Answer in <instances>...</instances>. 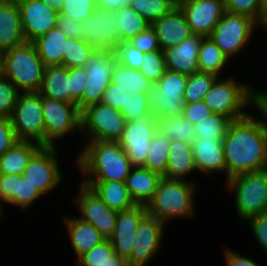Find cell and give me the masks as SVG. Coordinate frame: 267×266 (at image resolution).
<instances>
[{
	"label": "cell",
	"mask_w": 267,
	"mask_h": 266,
	"mask_svg": "<svg viewBox=\"0 0 267 266\" xmlns=\"http://www.w3.org/2000/svg\"><path fill=\"white\" fill-rule=\"evenodd\" d=\"M253 114L232 121L223 138L226 180L239 174L265 170L267 131Z\"/></svg>",
	"instance_id": "cell-1"
},
{
	"label": "cell",
	"mask_w": 267,
	"mask_h": 266,
	"mask_svg": "<svg viewBox=\"0 0 267 266\" xmlns=\"http://www.w3.org/2000/svg\"><path fill=\"white\" fill-rule=\"evenodd\" d=\"M77 156L83 181H119L126 182L132 162L118 142L87 141Z\"/></svg>",
	"instance_id": "cell-2"
},
{
	"label": "cell",
	"mask_w": 267,
	"mask_h": 266,
	"mask_svg": "<svg viewBox=\"0 0 267 266\" xmlns=\"http://www.w3.org/2000/svg\"><path fill=\"white\" fill-rule=\"evenodd\" d=\"M196 186V182L192 180L163 177L153 199L146 206L148 215L159 219L164 224L175 218L193 217Z\"/></svg>",
	"instance_id": "cell-3"
},
{
	"label": "cell",
	"mask_w": 267,
	"mask_h": 266,
	"mask_svg": "<svg viewBox=\"0 0 267 266\" xmlns=\"http://www.w3.org/2000/svg\"><path fill=\"white\" fill-rule=\"evenodd\" d=\"M45 67L33 42L5 51V77L21 93L39 92Z\"/></svg>",
	"instance_id": "cell-4"
},
{
	"label": "cell",
	"mask_w": 267,
	"mask_h": 266,
	"mask_svg": "<svg viewBox=\"0 0 267 266\" xmlns=\"http://www.w3.org/2000/svg\"><path fill=\"white\" fill-rule=\"evenodd\" d=\"M235 193V209L243 221L267 212V170L236 175L225 182Z\"/></svg>",
	"instance_id": "cell-5"
},
{
	"label": "cell",
	"mask_w": 267,
	"mask_h": 266,
	"mask_svg": "<svg viewBox=\"0 0 267 266\" xmlns=\"http://www.w3.org/2000/svg\"><path fill=\"white\" fill-rule=\"evenodd\" d=\"M250 88L247 84L239 83L234 77L223 80L218 77L203 101L213 113L236 121L249 114L244 110L246 106L250 107Z\"/></svg>",
	"instance_id": "cell-6"
},
{
	"label": "cell",
	"mask_w": 267,
	"mask_h": 266,
	"mask_svg": "<svg viewBox=\"0 0 267 266\" xmlns=\"http://www.w3.org/2000/svg\"><path fill=\"white\" fill-rule=\"evenodd\" d=\"M10 120L18 140L45 146L44 116L38 92L20 93Z\"/></svg>",
	"instance_id": "cell-7"
},
{
	"label": "cell",
	"mask_w": 267,
	"mask_h": 266,
	"mask_svg": "<svg viewBox=\"0 0 267 266\" xmlns=\"http://www.w3.org/2000/svg\"><path fill=\"white\" fill-rule=\"evenodd\" d=\"M257 26L251 17L225 11L209 38L230 60L251 41Z\"/></svg>",
	"instance_id": "cell-8"
},
{
	"label": "cell",
	"mask_w": 267,
	"mask_h": 266,
	"mask_svg": "<svg viewBox=\"0 0 267 266\" xmlns=\"http://www.w3.org/2000/svg\"><path fill=\"white\" fill-rule=\"evenodd\" d=\"M126 123L120 110L102 102L88 106L81 112V132L88 133V141L117 142Z\"/></svg>",
	"instance_id": "cell-9"
},
{
	"label": "cell",
	"mask_w": 267,
	"mask_h": 266,
	"mask_svg": "<svg viewBox=\"0 0 267 266\" xmlns=\"http://www.w3.org/2000/svg\"><path fill=\"white\" fill-rule=\"evenodd\" d=\"M45 126V146H56L57 139L81 130V112L77 104L41 96Z\"/></svg>",
	"instance_id": "cell-10"
},
{
	"label": "cell",
	"mask_w": 267,
	"mask_h": 266,
	"mask_svg": "<svg viewBox=\"0 0 267 266\" xmlns=\"http://www.w3.org/2000/svg\"><path fill=\"white\" fill-rule=\"evenodd\" d=\"M117 12L96 8L82 21V39L96 51H115L121 44Z\"/></svg>",
	"instance_id": "cell-11"
},
{
	"label": "cell",
	"mask_w": 267,
	"mask_h": 266,
	"mask_svg": "<svg viewBox=\"0 0 267 266\" xmlns=\"http://www.w3.org/2000/svg\"><path fill=\"white\" fill-rule=\"evenodd\" d=\"M116 61L114 51H95L86 61L84 68L87 80L82 94V111L102 102L103 94L111 84L112 70Z\"/></svg>",
	"instance_id": "cell-12"
},
{
	"label": "cell",
	"mask_w": 267,
	"mask_h": 266,
	"mask_svg": "<svg viewBox=\"0 0 267 266\" xmlns=\"http://www.w3.org/2000/svg\"><path fill=\"white\" fill-rule=\"evenodd\" d=\"M56 146H42L31 158L22 176L44 196L61 183L62 172Z\"/></svg>",
	"instance_id": "cell-13"
},
{
	"label": "cell",
	"mask_w": 267,
	"mask_h": 266,
	"mask_svg": "<svg viewBox=\"0 0 267 266\" xmlns=\"http://www.w3.org/2000/svg\"><path fill=\"white\" fill-rule=\"evenodd\" d=\"M157 131L158 122L154 115L126 123L117 142L124 149L133 166H144L152 139Z\"/></svg>",
	"instance_id": "cell-14"
},
{
	"label": "cell",
	"mask_w": 267,
	"mask_h": 266,
	"mask_svg": "<svg viewBox=\"0 0 267 266\" xmlns=\"http://www.w3.org/2000/svg\"><path fill=\"white\" fill-rule=\"evenodd\" d=\"M79 193L74 199L82 221L92 224L102 236L109 240L115 230L118 212L110 209L88 186L80 183Z\"/></svg>",
	"instance_id": "cell-15"
},
{
	"label": "cell",
	"mask_w": 267,
	"mask_h": 266,
	"mask_svg": "<svg viewBox=\"0 0 267 266\" xmlns=\"http://www.w3.org/2000/svg\"><path fill=\"white\" fill-rule=\"evenodd\" d=\"M166 224L146 215L138 225L134 235L131 254L127 258L129 266H146L159 251Z\"/></svg>",
	"instance_id": "cell-16"
},
{
	"label": "cell",
	"mask_w": 267,
	"mask_h": 266,
	"mask_svg": "<svg viewBox=\"0 0 267 266\" xmlns=\"http://www.w3.org/2000/svg\"><path fill=\"white\" fill-rule=\"evenodd\" d=\"M21 25L27 42H33L56 27L59 12L42 0H17Z\"/></svg>",
	"instance_id": "cell-17"
},
{
	"label": "cell",
	"mask_w": 267,
	"mask_h": 266,
	"mask_svg": "<svg viewBox=\"0 0 267 266\" xmlns=\"http://www.w3.org/2000/svg\"><path fill=\"white\" fill-rule=\"evenodd\" d=\"M192 34L209 37L225 13L224 0H193L179 7Z\"/></svg>",
	"instance_id": "cell-18"
},
{
	"label": "cell",
	"mask_w": 267,
	"mask_h": 266,
	"mask_svg": "<svg viewBox=\"0 0 267 266\" xmlns=\"http://www.w3.org/2000/svg\"><path fill=\"white\" fill-rule=\"evenodd\" d=\"M147 214V207L141 204L118 212L115 230L109 239L116 254L125 259L130 256L135 232Z\"/></svg>",
	"instance_id": "cell-19"
},
{
	"label": "cell",
	"mask_w": 267,
	"mask_h": 266,
	"mask_svg": "<svg viewBox=\"0 0 267 266\" xmlns=\"http://www.w3.org/2000/svg\"><path fill=\"white\" fill-rule=\"evenodd\" d=\"M205 37L191 34L179 45L163 50L166 69L186 75L199 71L198 53Z\"/></svg>",
	"instance_id": "cell-20"
},
{
	"label": "cell",
	"mask_w": 267,
	"mask_h": 266,
	"mask_svg": "<svg viewBox=\"0 0 267 266\" xmlns=\"http://www.w3.org/2000/svg\"><path fill=\"white\" fill-rule=\"evenodd\" d=\"M43 196L35 186L22 175L0 174V203L13 205L25 210Z\"/></svg>",
	"instance_id": "cell-21"
},
{
	"label": "cell",
	"mask_w": 267,
	"mask_h": 266,
	"mask_svg": "<svg viewBox=\"0 0 267 266\" xmlns=\"http://www.w3.org/2000/svg\"><path fill=\"white\" fill-rule=\"evenodd\" d=\"M223 139L197 137L191 144L197 171L203 174L226 173Z\"/></svg>",
	"instance_id": "cell-22"
},
{
	"label": "cell",
	"mask_w": 267,
	"mask_h": 266,
	"mask_svg": "<svg viewBox=\"0 0 267 266\" xmlns=\"http://www.w3.org/2000/svg\"><path fill=\"white\" fill-rule=\"evenodd\" d=\"M24 42L17 0H0V50L7 51Z\"/></svg>",
	"instance_id": "cell-23"
},
{
	"label": "cell",
	"mask_w": 267,
	"mask_h": 266,
	"mask_svg": "<svg viewBox=\"0 0 267 266\" xmlns=\"http://www.w3.org/2000/svg\"><path fill=\"white\" fill-rule=\"evenodd\" d=\"M156 31L161 50L179 45L192 33L186 18L179 7L161 17L151 25Z\"/></svg>",
	"instance_id": "cell-24"
},
{
	"label": "cell",
	"mask_w": 267,
	"mask_h": 266,
	"mask_svg": "<svg viewBox=\"0 0 267 266\" xmlns=\"http://www.w3.org/2000/svg\"><path fill=\"white\" fill-rule=\"evenodd\" d=\"M163 177L143 166H134L127 176L126 186L135 204L147 206L153 199Z\"/></svg>",
	"instance_id": "cell-25"
},
{
	"label": "cell",
	"mask_w": 267,
	"mask_h": 266,
	"mask_svg": "<svg viewBox=\"0 0 267 266\" xmlns=\"http://www.w3.org/2000/svg\"><path fill=\"white\" fill-rule=\"evenodd\" d=\"M63 220L67 227L71 247L77 258L106 240L96 227L76 216H64Z\"/></svg>",
	"instance_id": "cell-26"
},
{
	"label": "cell",
	"mask_w": 267,
	"mask_h": 266,
	"mask_svg": "<svg viewBox=\"0 0 267 266\" xmlns=\"http://www.w3.org/2000/svg\"><path fill=\"white\" fill-rule=\"evenodd\" d=\"M71 68L55 65L46 66L39 90L41 96L70 103Z\"/></svg>",
	"instance_id": "cell-27"
},
{
	"label": "cell",
	"mask_w": 267,
	"mask_h": 266,
	"mask_svg": "<svg viewBox=\"0 0 267 266\" xmlns=\"http://www.w3.org/2000/svg\"><path fill=\"white\" fill-rule=\"evenodd\" d=\"M81 183L92 189L112 210L119 212L135 205L127 189L126 182L81 181Z\"/></svg>",
	"instance_id": "cell-28"
},
{
	"label": "cell",
	"mask_w": 267,
	"mask_h": 266,
	"mask_svg": "<svg viewBox=\"0 0 267 266\" xmlns=\"http://www.w3.org/2000/svg\"><path fill=\"white\" fill-rule=\"evenodd\" d=\"M42 147L38 142L17 141L0 156V174L22 175L33 155Z\"/></svg>",
	"instance_id": "cell-29"
},
{
	"label": "cell",
	"mask_w": 267,
	"mask_h": 266,
	"mask_svg": "<svg viewBox=\"0 0 267 266\" xmlns=\"http://www.w3.org/2000/svg\"><path fill=\"white\" fill-rule=\"evenodd\" d=\"M195 170L197 171L191 144L180 140L171 141L165 178L187 180L186 177Z\"/></svg>",
	"instance_id": "cell-30"
},
{
	"label": "cell",
	"mask_w": 267,
	"mask_h": 266,
	"mask_svg": "<svg viewBox=\"0 0 267 266\" xmlns=\"http://www.w3.org/2000/svg\"><path fill=\"white\" fill-rule=\"evenodd\" d=\"M68 37L56 26L33 41L45 66H63V57Z\"/></svg>",
	"instance_id": "cell-31"
},
{
	"label": "cell",
	"mask_w": 267,
	"mask_h": 266,
	"mask_svg": "<svg viewBox=\"0 0 267 266\" xmlns=\"http://www.w3.org/2000/svg\"><path fill=\"white\" fill-rule=\"evenodd\" d=\"M146 95L148 107L157 119L181 115L184 111L183 95H163L155 84L150 87Z\"/></svg>",
	"instance_id": "cell-32"
},
{
	"label": "cell",
	"mask_w": 267,
	"mask_h": 266,
	"mask_svg": "<svg viewBox=\"0 0 267 266\" xmlns=\"http://www.w3.org/2000/svg\"><path fill=\"white\" fill-rule=\"evenodd\" d=\"M111 83L131 94L133 92L147 94L153 85L138 69H131L118 61L114 62Z\"/></svg>",
	"instance_id": "cell-33"
},
{
	"label": "cell",
	"mask_w": 267,
	"mask_h": 266,
	"mask_svg": "<svg viewBox=\"0 0 267 266\" xmlns=\"http://www.w3.org/2000/svg\"><path fill=\"white\" fill-rule=\"evenodd\" d=\"M76 259L77 266H129L127 259L115 253L110 240L94 246Z\"/></svg>",
	"instance_id": "cell-34"
},
{
	"label": "cell",
	"mask_w": 267,
	"mask_h": 266,
	"mask_svg": "<svg viewBox=\"0 0 267 266\" xmlns=\"http://www.w3.org/2000/svg\"><path fill=\"white\" fill-rule=\"evenodd\" d=\"M158 130L169 139V141L180 140L192 144L197 138L195 126L191 124L183 114L158 118Z\"/></svg>",
	"instance_id": "cell-35"
},
{
	"label": "cell",
	"mask_w": 267,
	"mask_h": 266,
	"mask_svg": "<svg viewBox=\"0 0 267 266\" xmlns=\"http://www.w3.org/2000/svg\"><path fill=\"white\" fill-rule=\"evenodd\" d=\"M229 58L221 49L209 38L202 40L198 53L199 71L217 75L222 73V69L228 63Z\"/></svg>",
	"instance_id": "cell-36"
},
{
	"label": "cell",
	"mask_w": 267,
	"mask_h": 266,
	"mask_svg": "<svg viewBox=\"0 0 267 266\" xmlns=\"http://www.w3.org/2000/svg\"><path fill=\"white\" fill-rule=\"evenodd\" d=\"M170 142L159 130L152 139L147 160L143 167L148 170L166 176L169 162Z\"/></svg>",
	"instance_id": "cell-37"
},
{
	"label": "cell",
	"mask_w": 267,
	"mask_h": 266,
	"mask_svg": "<svg viewBox=\"0 0 267 266\" xmlns=\"http://www.w3.org/2000/svg\"><path fill=\"white\" fill-rule=\"evenodd\" d=\"M116 12L118 16L117 25L120 29L122 42H128L151 26V24L132 9L130 5L123 6Z\"/></svg>",
	"instance_id": "cell-38"
},
{
	"label": "cell",
	"mask_w": 267,
	"mask_h": 266,
	"mask_svg": "<svg viewBox=\"0 0 267 266\" xmlns=\"http://www.w3.org/2000/svg\"><path fill=\"white\" fill-rule=\"evenodd\" d=\"M217 78L218 76L215 74L201 71L188 75L183 95L185 103L203 101L205 94L211 89Z\"/></svg>",
	"instance_id": "cell-39"
},
{
	"label": "cell",
	"mask_w": 267,
	"mask_h": 266,
	"mask_svg": "<svg viewBox=\"0 0 267 266\" xmlns=\"http://www.w3.org/2000/svg\"><path fill=\"white\" fill-rule=\"evenodd\" d=\"M129 5L151 25L176 8L171 0H129Z\"/></svg>",
	"instance_id": "cell-40"
},
{
	"label": "cell",
	"mask_w": 267,
	"mask_h": 266,
	"mask_svg": "<svg viewBox=\"0 0 267 266\" xmlns=\"http://www.w3.org/2000/svg\"><path fill=\"white\" fill-rule=\"evenodd\" d=\"M95 51L83 39L70 37L66 41L65 52H63V66L84 67Z\"/></svg>",
	"instance_id": "cell-41"
},
{
	"label": "cell",
	"mask_w": 267,
	"mask_h": 266,
	"mask_svg": "<svg viewBox=\"0 0 267 266\" xmlns=\"http://www.w3.org/2000/svg\"><path fill=\"white\" fill-rule=\"evenodd\" d=\"M231 122L232 120L226 116L214 113L194 125L196 136L206 139H223Z\"/></svg>",
	"instance_id": "cell-42"
},
{
	"label": "cell",
	"mask_w": 267,
	"mask_h": 266,
	"mask_svg": "<svg viewBox=\"0 0 267 266\" xmlns=\"http://www.w3.org/2000/svg\"><path fill=\"white\" fill-rule=\"evenodd\" d=\"M120 112L126 121L138 120L152 116L148 107L147 95L144 93L127 92L125 104L122 105Z\"/></svg>",
	"instance_id": "cell-43"
},
{
	"label": "cell",
	"mask_w": 267,
	"mask_h": 266,
	"mask_svg": "<svg viewBox=\"0 0 267 266\" xmlns=\"http://www.w3.org/2000/svg\"><path fill=\"white\" fill-rule=\"evenodd\" d=\"M138 70L153 84H156L166 71L164 52L156 50L144 53L141 67Z\"/></svg>",
	"instance_id": "cell-44"
},
{
	"label": "cell",
	"mask_w": 267,
	"mask_h": 266,
	"mask_svg": "<svg viewBox=\"0 0 267 266\" xmlns=\"http://www.w3.org/2000/svg\"><path fill=\"white\" fill-rule=\"evenodd\" d=\"M263 0H224L225 11L245 15L255 20L262 28Z\"/></svg>",
	"instance_id": "cell-45"
},
{
	"label": "cell",
	"mask_w": 267,
	"mask_h": 266,
	"mask_svg": "<svg viewBox=\"0 0 267 266\" xmlns=\"http://www.w3.org/2000/svg\"><path fill=\"white\" fill-rule=\"evenodd\" d=\"M188 75L166 69L155 84L163 95H184Z\"/></svg>",
	"instance_id": "cell-46"
},
{
	"label": "cell",
	"mask_w": 267,
	"mask_h": 266,
	"mask_svg": "<svg viewBox=\"0 0 267 266\" xmlns=\"http://www.w3.org/2000/svg\"><path fill=\"white\" fill-rule=\"evenodd\" d=\"M20 93L9 79H0V117H11Z\"/></svg>",
	"instance_id": "cell-47"
},
{
	"label": "cell",
	"mask_w": 267,
	"mask_h": 266,
	"mask_svg": "<svg viewBox=\"0 0 267 266\" xmlns=\"http://www.w3.org/2000/svg\"><path fill=\"white\" fill-rule=\"evenodd\" d=\"M96 9L95 0H65L59 10L60 14L84 21Z\"/></svg>",
	"instance_id": "cell-48"
},
{
	"label": "cell",
	"mask_w": 267,
	"mask_h": 266,
	"mask_svg": "<svg viewBox=\"0 0 267 266\" xmlns=\"http://www.w3.org/2000/svg\"><path fill=\"white\" fill-rule=\"evenodd\" d=\"M114 54L116 61L131 69H139L144 57V52H141L129 42H122L114 51Z\"/></svg>",
	"instance_id": "cell-49"
},
{
	"label": "cell",
	"mask_w": 267,
	"mask_h": 266,
	"mask_svg": "<svg viewBox=\"0 0 267 266\" xmlns=\"http://www.w3.org/2000/svg\"><path fill=\"white\" fill-rule=\"evenodd\" d=\"M87 80V72L84 67L71 68L70 103L77 104L82 112V94Z\"/></svg>",
	"instance_id": "cell-50"
},
{
	"label": "cell",
	"mask_w": 267,
	"mask_h": 266,
	"mask_svg": "<svg viewBox=\"0 0 267 266\" xmlns=\"http://www.w3.org/2000/svg\"><path fill=\"white\" fill-rule=\"evenodd\" d=\"M128 42L144 53L161 50L156 31L152 26L139 33Z\"/></svg>",
	"instance_id": "cell-51"
},
{
	"label": "cell",
	"mask_w": 267,
	"mask_h": 266,
	"mask_svg": "<svg viewBox=\"0 0 267 266\" xmlns=\"http://www.w3.org/2000/svg\"><path fill=\"white\" fill-rule=\"evenodd\" d=\"M183 116L193 125L214 114L204 101L185 103Z\"/></svg>",
	"instance_id": "cell-52"
},
{
	"label": "cell",
	"mask_w": 267,
	"mask_h": 266,
	"mask_svg": "<svg viewBox=\"0 0 267 266\" xmlns=\"http://www.w3.org/2000/svg\"><path fill=\"white\" fill-rule=\"evenodd\" d=\"M246 221L250 223L255 239L267 254V212L249 218Z\"/></svg>",
	"instance_id": "cell-53"
},
{
	"label": "cell",
	"mask_w": 267,
	"mask_h": 266,
	"mask_svg": "<svg viewBox=\"0 0 267 266\" xmlns=\"http://www.w3.org/2000/svg\"><path fill=\"white\" fill-rule=\"evenodd\" d=\"M17 141L10 118L0 117V156L8 151Z\"/></svg>",
	"instance_id": "cell-54"
},
{
	"label": "cell",
	"mask_w": 267,
	"mask_h": 266,
	"mask_svg": "<svg viewBox=\"0 0 267 266\" xmlns=\"http://www.w3.org/2000/svg\"><path fill=\"white\" fill-rule=\"evenodd\" d=\"M250 88V104L261 114L262 118L257 121L267 131V92Z\"/></svg>",
	"instance_id": "cell-55"
},
{
	"label": "cell",
	"mask_w": 267,
	"mask_h": 266,
	"mask_svg": "<svg viewBox=\"0 0 267 266\" xmlns=\"http://www.w3.org/2000/svg\"><path fill=\"white\" fill-rule=\"evenodd\" d=\"M127 91L122 90L119 86L110 84L103 94L102 103L120 110L125 104Z\"/></svg>",
	"instance_id": "cell-56"
},
{
	"label": "cell",
	"mask_w": 267,
	"mask_h": 266,
	"mask_svg": "<svg viewBox=\"0 0 267 266\" xmlns=\"http://www.w3.org/2000/svg\"><path fill=\"white\" fill-rule=\"evenodd\" d=\"M68 38L82 39V22L63 14L58 15L56 25Z\"/></svg>",
	"instance_id": "cell-57"
},
{
	"label": "cell",
	"mask_w": 267,
	"mask_h": 266,
	"mask_svg": "<svg viewBox=\"0 0 267 266\" xmlns=\"http://www.w3.org/2000/svg\"><path fill=\"white\" fill-rule=\"evenodd\" d=\"M225 261L227 266H260L258 263L244 255L237 254L232 250L226 249Z\"/></svg>",
	"instance_id": "cell-58"
},
{
	"label": "cell",
	"mask_w": 267,
	"mask_h": 266,
	"mask_svg": "<svg viewBox=\"0 0 267 266\" xmlns=\"http://www.w3.org/2000/svg\"><path fill=\"white\" fill-rule=\"evenodd\" d=\"M96 8L109 11H117L123 6L129 5V0H95Z\"/></svg>",
	"instance_id": "cell-59"
},
{
	"label": "cell",
	"mask_w": 267,
	"mask_h": 266,
	"mask_svg": "<svg viewBox=\"0 0 267 266\" xmlns=\"http://www.w3.org/2000/svg\"><path fill=\"white\" fill-rule=\"evenodd\" d=\"M44 4L59 12L65 0H42Z\"/></svg>",
	"instance_id": "cell-60"
},
{
	"label": "cell",
	"mask_w": 267,
	"mask_h": 266,
	"mask_svg": "<svg viewBox=\"0 0 267 266\" xmlns=\"http://www.w3.org/2000/svg\"><path fill=\"white\" fill-rule=\"evenodd\" d=\"M262 29L267 32V0H263L262 6Z\"/></svg>",
	"instance_id": "cell-61"
},
{
	"label": "cell",
	"mask_w": 267,
	"mask_h": 266,
	"mask_svg": "<svg viewBox=\"0 0 267 266\" xmlns=\"http://www.w3.org/2000/svg\"><path fill=\"white\" fill-rule=\"evenodd\" d=\"M5 77V51L0 50V79Z\"/></svg>",
	"instance_id": "cell-62"
},
{
	"label": "cell",
	"mask_w": 267,
	"mask_h": 266,
	"mask_svg": "<svg viewBox=\"0 0 267 266\" xmlns=\"http://www.w3.org/2000/svg\"><path fill=\"white\" fill-rule=\"evenodd\" d=\"M171 1H172L173 5H174L175 7H180V6H182L183 4H185V3H187V2H191V1H193V0H171Z\"/></svg>",
	"instance_id": "cell-63"
},
{
	"label": "cell",
	"mask_w": 267,
	"mask_h": 266,
	"mask_svg": "<svg viewBox=\"0 0 267 266\" xmlns=\"http://www.w3.org/2000/svg\"><path fill=\"white\" fill-rule=\"evenodd\" d=\"M2 210H4V209L2 207V204L0 203V218H2V216H1L2 215Z\"/></svg>",
	"instance_id": "cell-64"
},
{
	"label": "cell",
	"mask_w": 267,
	"mask_h": 266,
	"mask_svg": "<svg viewBox=\"0 0 267 266\" xmlns=\"http://www.w3.org/2000/svg\"><path fill=\"white\" fill-rule=\"evenodd\" d=\"M265 169L267 170V153H266V164H265Z\"/></svg>",
	"instance_id": "cell-65"
}]
</instances>
